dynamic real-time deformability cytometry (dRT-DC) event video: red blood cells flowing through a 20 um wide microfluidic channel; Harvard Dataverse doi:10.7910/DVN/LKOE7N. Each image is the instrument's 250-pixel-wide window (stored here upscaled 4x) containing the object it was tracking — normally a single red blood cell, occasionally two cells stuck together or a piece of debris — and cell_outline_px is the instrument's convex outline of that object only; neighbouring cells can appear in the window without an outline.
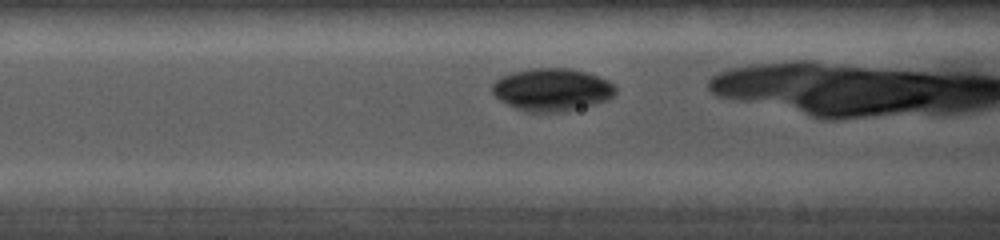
{"species": "common noctule bat (a hibernating species)", "species_latin": "Nyctalus noctula", "temperature_condition": "cold", "stored_images_in_passage": 33, "camera_frame_rate_fps": 5000, "um_per_image_px": 0.085, "animal": {"sex": "female", "body_mass_g": 19.0, "forearm_length_mm": 56.7}, "frame": {"image": 1, "passage_image": 4, "time_ms": 1.2, "image_size_px": [1000, 240], "cell_outline_px": [[616, 92], [608, 100], [596, 104], [560, 112], [528, 112], [516, 108], [500, 100], [492, 92], [492, 84], [500, 76], [512, 72], [532, 68], [572, 68], [588, 72], [608, 80], [616, 88]], "centroid_in_image_um": [46.92, 7.61], "position_along_channel_um": 119.7, "area_um2": 30.75}}
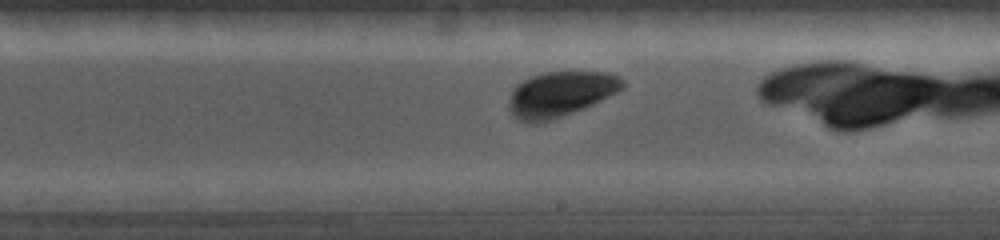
{"frame": {"image": 2, "passage_image": 15, "time_ms": 4.0, "image_size_px": [1000, 240], "cell_outline_px": [[624, 88], [584, 108], [552, 120], [536, 124], [528, 124], [512, 116], [508, 108], [508, 104], [512, 88], [516, 84], [528, 76], [544, 72], [604, 72], [620, 76], [624, 80]], "centroid_in_image_um": [47.57, 8.0], "position_along_channel_um": 241.4, "area_um2": 30.29}}
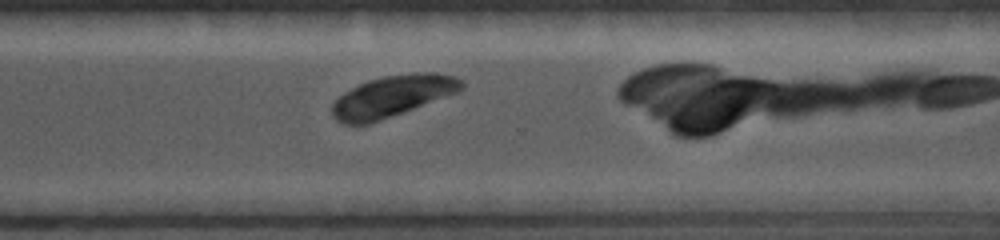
{"frame": {"image": 3, "passage_image": 24, "time_ms": 6.2, "image_size_px": [1000, 240], "cell_outline_px": [[464, 88], [460, 92], [380, 120], [368, 124], [344, 124], [336, 120], [332, 116], [332, 104], [344, 92], [368, 80], [384, 76], [412, 72], [436, 72], [456, 76], [464, 80]], "centroid_in_image_um": [33.41, 8.16], "position_along_channel_um": 337.2, "area_um2": 31.33}}